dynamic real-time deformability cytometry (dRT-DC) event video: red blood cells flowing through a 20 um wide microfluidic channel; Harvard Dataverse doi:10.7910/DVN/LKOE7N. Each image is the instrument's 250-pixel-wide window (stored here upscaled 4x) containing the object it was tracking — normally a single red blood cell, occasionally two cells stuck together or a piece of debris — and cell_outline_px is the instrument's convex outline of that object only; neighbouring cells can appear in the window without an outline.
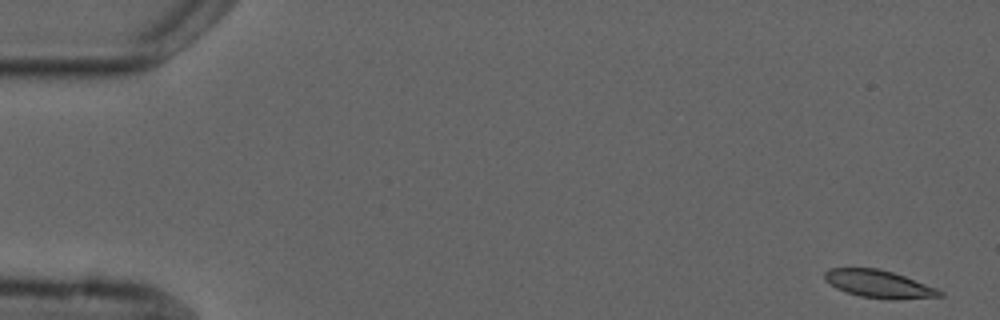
{"species": "common noctule bat (a hibernating species)", "species_latin": "Nyctalus noctula", "temperature_condition": "cold", "stored_images_in_passage": 4, "camera_frame_rate_fps": 3000, "um_per_image_px": 0.085, "animal": {"sex": "male", "forearm_length_mm": 52.5}, "frame": {"image": 1, "passage_image": 1, "time_ms": 0.0, "image_size_px": [1000, 320], "cell_outline_px": [[944, 296], [892, 300], [860, 296], [836, 288], [824, 280], [824, 272], [828, 268], [876, 268], [892, 272], [904, 276], [936, 288], [944, 292]], "centroid_in_image_um": [74.69, 24.14], "position_along_channel_um": 10.3, "area_um2": 18.44}}
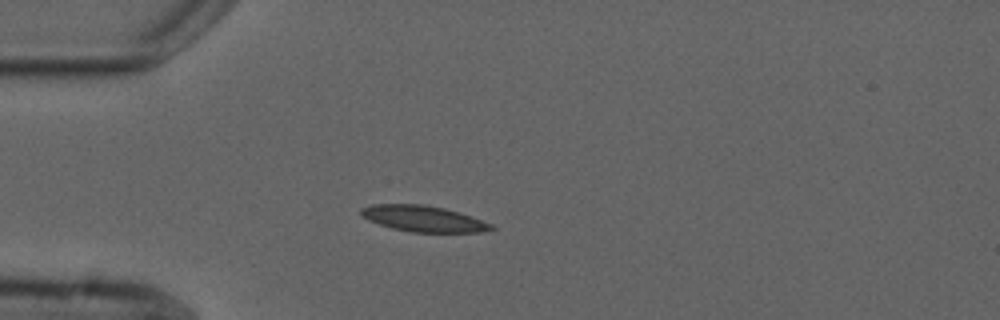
{"frame": {"image": 2, "passage_image": 4, "time_ms": 4.333, "image_size_px": [1000, 320], "cell_outline_px": [[496, 228], [480, 232], [412, 232], [392, 228], [368, 220], [360, 216], [360, 208], [372, 204], [424, 204], [444, 208], [492, 224]], "centroid_in_image_um": [35.91, 18.58], "position_along_channel_um": 49.1, "area_um2": 19.54}}